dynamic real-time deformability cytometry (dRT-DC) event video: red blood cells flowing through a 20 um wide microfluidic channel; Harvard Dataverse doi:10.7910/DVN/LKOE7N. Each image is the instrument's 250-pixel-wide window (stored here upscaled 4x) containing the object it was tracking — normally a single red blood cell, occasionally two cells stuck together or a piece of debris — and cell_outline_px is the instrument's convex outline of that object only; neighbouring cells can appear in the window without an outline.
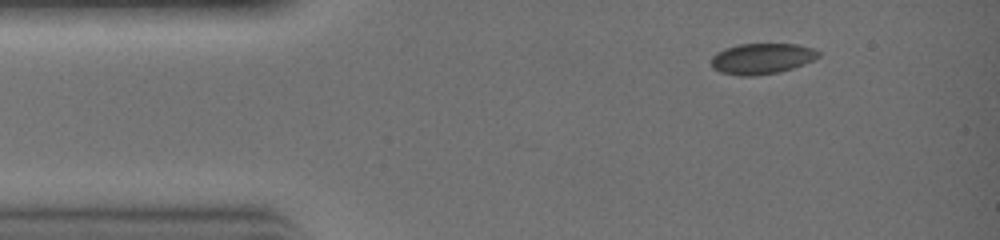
{"species": "common noctule bat (a hibernating species)", "species_latin": "Nyctalus noctula", "temperature_condition": "warm", "stored_images_in_passage": 14, "camera_frame_rate_fps": 3000, "um_per_image_px": 0.085, "animal": {"sex": "female", "body_mass_g": 19.0, "forearm_length_mm": 51.5}, "frame": {"image": 1, "passage_image": 3, "time_ms": 0.667, "image_size_px": [1000, 240], "cell_outline_px": [[820, 56], [804, 64], [792, 68], [776, 72], [756, 76], [740, 76], [720, 72], [712, 68], [712, 56], [716, 52], [724, 48], [740, 44], [796, 44], [812, 48], [820, 52]], "centroid_in_image_um": [64.73, 4.98], "position_along_channel_um": 20.3, "area_um2": 19.19}}
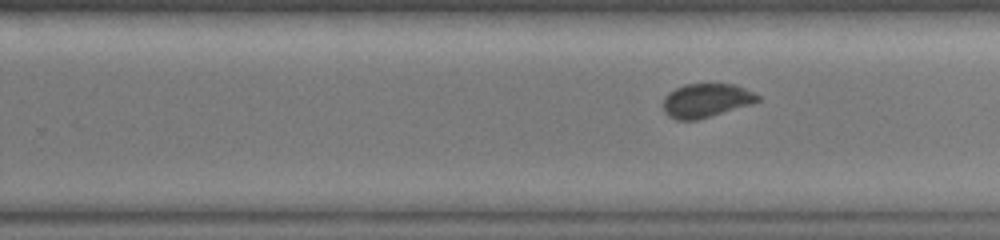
{"frame": {"image": 2, "passage_image": 14, "time_ms": 4.333, "image_size_px": [1000, 240], "cell_outline_px": [[760, 100], [752, 104], [696, 120], [676, 120], [668, 116], [664, 112], [664, 96], [668, 92], [684, 84], [736, 84], [760, 96]], "centroid_in_image_um": [60.01, 8.54], "position_along_channel_um": 269.8, "area_um2": 18.61}}